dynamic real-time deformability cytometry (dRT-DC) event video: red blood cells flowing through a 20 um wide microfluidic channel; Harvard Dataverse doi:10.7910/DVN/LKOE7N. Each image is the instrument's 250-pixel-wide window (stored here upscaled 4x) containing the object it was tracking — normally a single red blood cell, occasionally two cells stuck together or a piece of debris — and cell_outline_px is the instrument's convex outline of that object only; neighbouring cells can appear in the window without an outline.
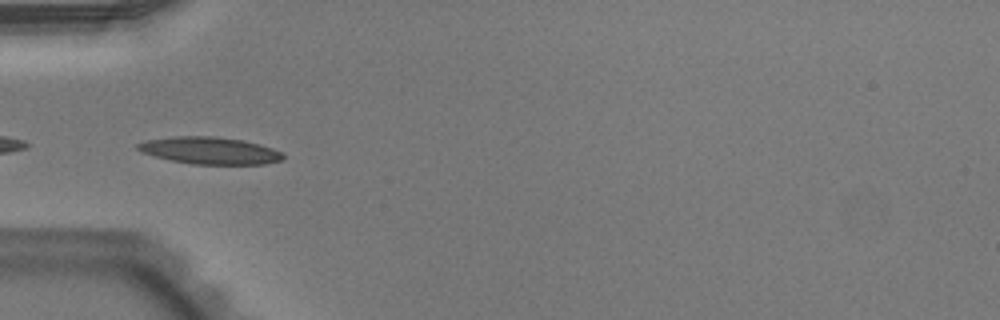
{"species": "Egyptian fruit bat (a non-hibernating species)", "species_latin": "Rousettus aegyptiacus", "temperature_condition": "warm", "stored_images_in_passage": 36, "camera_frame_rate_fps": 3000, "um_per_image_px": 0.085, "animal": {"sex": "male"}, "frame": {"image": 1, "passage_image": 1, "time_ms": 0.0, "image_size_px": [1000, 320], "cell_outline_px": [[284, 156], [280, 160], [264, 164], [192, 164], [172, 160], [156, 156], [144, 152], [136, 148], [136, 144], [148, 140], [176, 136], [212, 136], [240, 140], [260, 144], [284, 152]], "centroid_in_image_um": [17.87, 12.8], "position_along_channel_um": 67.1, "area_um2": 22.6}}
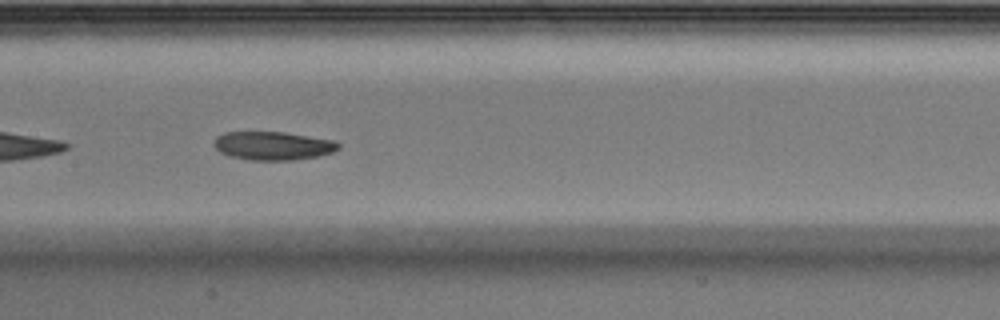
{"frame": {"image": 2, "passage_image": 10, "time_ms": 3.0, "image_size_px": [1000, 320], "cell_outline_px": [[340, 148], [332, 152], [320, 156], [292, 160], [248, 160], [228, 156], [220, 152], [212, 144], [216, 136], [224, 132], [284, 132], [332, 140], [340, 144]], "centroid_in_image_um": [23.16, 12.39], "position_along_channel_um": 184.2, "area_um2": 20.75}}
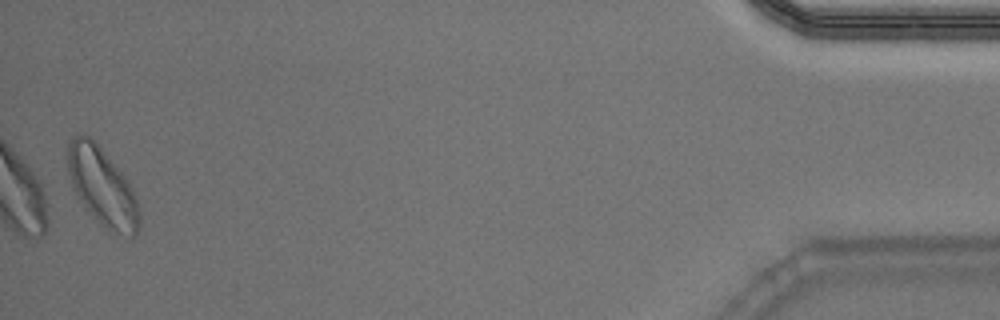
{"frame": {"image": 3, "passage_image": 35, "time_ms": 11.333, "image_size_px": [1000, 320], "cell_outline_px": [[140, 224], [136, 232], [132, 236], [108, 232], [84, 208], [72, 188], [68, 172], [68, 140], [76, 132], [88, 136], [100, 148], [128, 180], [132, 188], [140, 212]], "centroid_in_image_um": [8.66, 15.9], "position_along_channel_um": 426.5, "area_um2": 32.6}, "authors_computed_cell_mechanics": {"area_um2": 21.3282, "velocity_mm_per_s": 3.9032, "shape_relaxation_time_tau1_ms": 6.0705, "shape_relaxation_time_tau2_ms": null, "deformation_change_tau1": 0.1703, "deformation_change_tau2": null}}